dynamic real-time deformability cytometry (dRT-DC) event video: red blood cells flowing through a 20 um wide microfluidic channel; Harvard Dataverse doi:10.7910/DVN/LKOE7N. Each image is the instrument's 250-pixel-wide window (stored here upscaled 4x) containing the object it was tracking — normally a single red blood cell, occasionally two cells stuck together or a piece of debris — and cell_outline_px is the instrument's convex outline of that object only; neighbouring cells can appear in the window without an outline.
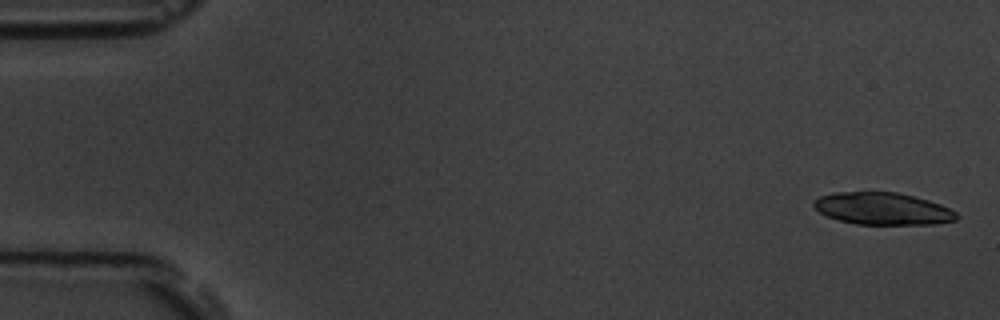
{"species": "common noctule bat (a hibernating species)", "species_latin": "Nyctalus noctula", "temperature_condition": "room temperature", "stored_images_in_passage": 7, "camera_frame_rate_fps": 3000, "um_per_image_px": 0.085, "animal": {"sex": "male", "body_mass_g": 19.5, "forearm_length_mm": 54.6}, "frame": {"image": 1, "passage_image": 1, "time_ms": 0.0, "image_size_px": [1000, 320], "cell_outline_px": [[960, 216], [956, 220], [932, 224], [856, 224], [840, 220], [828, 216], [820, 212], [812, 204], [812, 200], [820, 196], [832, 192], [896, 192], [928, 200], [940, 204], [956, 212]], "centroid_in_image_um": [75.01, 17.73], "position_along_channel_um": 10.0, "area_um2": 26.65}}